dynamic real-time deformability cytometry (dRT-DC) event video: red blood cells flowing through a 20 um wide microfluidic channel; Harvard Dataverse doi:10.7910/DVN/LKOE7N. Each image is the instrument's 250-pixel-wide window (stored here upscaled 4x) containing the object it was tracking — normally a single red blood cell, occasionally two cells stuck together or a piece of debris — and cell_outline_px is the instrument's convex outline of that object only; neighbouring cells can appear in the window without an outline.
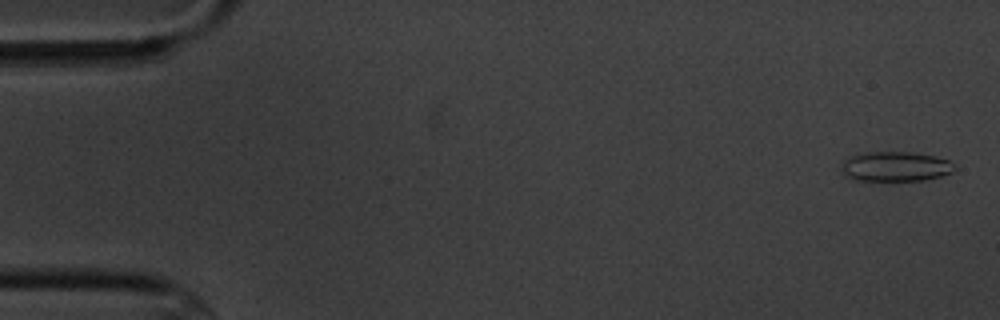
{"species": "common noctule bat (a hibernating species)", "species_latin": "Nyctalus noctula", "temperature_condition": "cold", "stored_images_in_passage": 5, "camera_frame_rate_fps": 3000, "um_per_image_px": 0.085, "animal": {"sex": "male", "body_mass_g": 20.1, "forearm_length_mm": 53.5}, "frame": {"image": 1, "passage_image": 1, "time_ms": 0.0, "image_size_px": [1000, 320], "cell_outline_px": [[956, 168], [952, 172], [940, 176], [924, 180], [892, 184], [856, 180], [844, 176], [840, 172], [840, 164], [844, 160], [860, 152], [908, 152], [932, 156], [948, 160]], "centroid_in_image_um": [76.01, 14.21], "position_along_channel_um": 9.0, "area_um2": 20.58}}
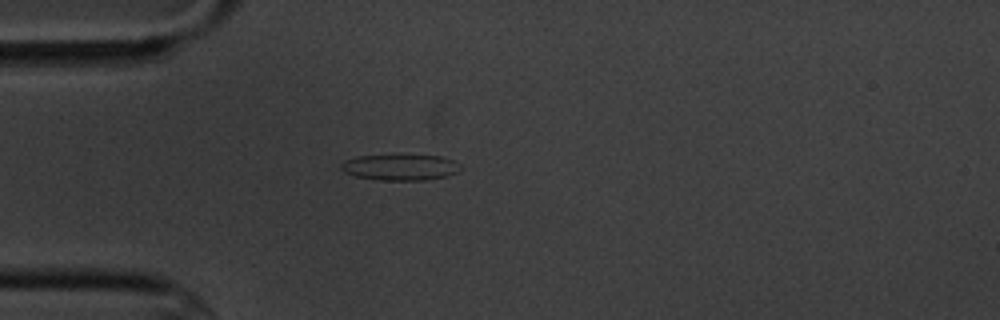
{"frame": {"image": 2, "passage_image": 5, "time_ms": 4.667, "image_size_px": [1000, 320], "cell_outline_px": [[464, 168], [448, 176], [424, 180], [380, 180], [356, 176], [344, 172], [340, 168], [340, 164], [344, 160], [360, 156], [440, 156], [452, 160], [460, 164]], "centroid_in_image_um": [34.04, 14.23], "position_along_channel_um": 51.0, "area_um2": 17.86}}